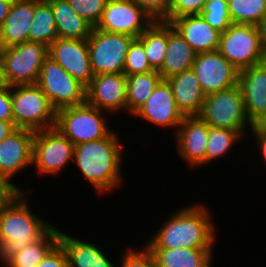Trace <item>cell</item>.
<instances>
[{
  "mask_svg": "<svg viewBox=\"0 0 266 267\" xmlns=\"http://www.w3.org/2000/svg\"><path fill=\"white\" fill-rule=\"evenodd\" d=\"M153 70L147 59L143 43L138 38H134L126 54L123 73L130 76Z\"/></svg>",
  "mask_w": 266,
  "mask_h": 267,
  "instance_id": "obj_34",
  "label": "cell"
},
{
  "mask_svg": "<svg viewBox=\"0 0 266 267\" xmlns=\"http://www.w3.org/2000/svg\"><path fill=\"white\" fill-rule=\"evenodd\" d=\"M261 30H262V37H263V45L266 51V17H265L263 24L261 25Z\"/></svg>",
  "mask_w": 266,
  "mask_h": 267,
  "instance_id": "obj_45",
  "label": "cell"
},
{
  "mask_svg": "<svg viewBox=\"0 0 266 267\" xmlns=\"http://www.w3.org/2000/svg\"><path fill=\"white\" fill-rule=\"evenodd\" d=\"M37 85L56 110L86 102V87L49 56L41 67Z\"/></svg>",
  "mask_w": 266,
  "mask_h": 267,
  "instance_id": "obj_10",
  "label": "cell"
},
{
  "mask_svg": "<svg viewBox=\"0 0 266 267\" xmlns=\"http://www.w3.org/2000/svg\"><path fill=\"white\" fill-rule=\"evenodd\" d=\"M36 267H69L64 249L57 243Z\"/></svg>",
  "mask_w": 266,
  "mask_h": 267,
  "instance_id": "obj_39",
  "label": "cell"
},
{
  "mask_svg": "<svg viewBox=\"0 0 266 267\" xmlns=\"http://www.w3.org/2000/svg\"><path fill=\"white\" fill-rule=\"evenodd\" d=\"M206 22L217 29L219 32H225L232 24L228 0H208L200 13Z\"/></svg>",
  "mask_w": 266,
  "mask_h": 267,
  "instance_id": "obj_33",
  "label": "cell"
},
{
  "mask_svg": "<svg viewBox=\"0 0 266 267\" xmlns=\"http://www.w3.org/2000/svg\"><path fill=\"white\" fill-rule=\"evenodd\" d=\"M9 180L10 179L0 172V205L10 202L23 191Z\"/></svg>",
  "mask_w": 266,
  "mask_h": 267,
  "instance_id": "obj_41",
  "label": "cell"
},
{
  "mask_svg": "<svg viewBox=\"0 0 266 267\" xmlns=\"http://www.w3.org/2000/svg\"><path fill=\"white\" fill-rule=\"evenodd\" d=\"M162 80L157 70L126 76V109L133 114L146 102Z\"/></svg>",
  "mask_w": 266,
  "mask_h": 267,
  "instance_id": "obj_29",
  "label": "cell"
},
{
  "mask_svg": "<svg viewBox=\"0 0 266 267\" xmlns=\"http://www.w3.org/2000/svg\"><path fill=\"white\" fill-rule=\"evenodd\" d=\"M146 245L148 248H212L216 237L203 205L181 208Z\"/></svg>",
  "mask_w": 266,
  "mask_h": 267,
  "instance_id": "obj_1",
  "label": "cell"
},
{
  "mask_svg": "<svg viewBox=\"0 0 266 267\" xmlns=\"http://www.w3.org/2000/svg\"><path fill=\"white\" fill-rule=\"evenodd\" d=\"M134 38L93 28L87 39L93 75L122 74L126 54Z\"/></svg>",
  "mask_w": 266,
  "mask_h": 267,
  "instance_id": "obj_9",
  "label": "cell"
},
{
  "mask_svg": "<svg viewBox=\"0 0 266 267\" xmlns=\"http://www.w3.org/2000/svg\"><path fill=\"white\" fill-rule=\"evenodd\" d=\"M0 120L14 122L11 86L7 85L4 81L0 82Z\"/></svg>",
  "mask_w": 266,
  "mask_h": 267,
  "instance_id": "obj_40",
  "label": "cell"
},
{
  "mask_svg": "<svg viewBox=\"0 0 266 267\" xmlns=\"http://www.w3.org/2000/svg\"><path fill=\"white\" fill-rule=\"evenodd\" d=\"M25 194L21 191L13 200L0 205V259L4 262L52 227L29 211Z\"/></svg>",
  "mask_w": 266,
  "mask_h": 267,
  "instance_id": "obj_3",
  "label": "cell"
},
{
  "mask_svg": "<svg viewBox=\"0 0 266 267\" xmlns=\"http://www.w3.org/2000/svg\"><path fill=\"white\" fill-rule=\"evenodd\" d=\"M53 11L58 38L88 39L94 26L79 16L67 0H47Z\"/></svg>",
  "mask_w": 266,
  "mask_h": 267,
  "instance_id": "obj_26",
  "label": "cell"
},
{
  "mask_svg": "<svg viewBox=\"0 0 266 267\" xmlns=\"http://www.w3.org/2000/svg\"><path fill=\"white\" fill-rule=\"evenodd\" d=\"M196 52L168 22V45L162 67L158 70L163 80H167L192 68Z\"/></svg>",
  "mask_w": 266,
  "mask_h": 267,
  "instance_id": "obj_23",
  "label": "cell"
},
{
  "mask_svg": "<svg viewBox=\"0 0 266 267\" xmlns=\"http://www.w3.org/2000/svg\"><path fill=\"white\" fill-rule=\"evenodd\" d=\"M208 0H172L169 10V23L176 18L188 15H200Z\"/></svg>",
  "mask_w": 266,
  "mask_h": 267,
  "instance_id": "obj_37",
  "label": "cell"
},
{
  "mask_svg": "<svg viewBox=\"0 0 266 267\" xmlns=\"http://www.w3.org/2000/svg\"><path fill=\"white\" fill-rule=\"evenodd\" d=\"M73 10L94 27L99 23L108 0H67Z\"/></svg>",
  "mask_w": 266,
  "mask_h": 267,
  "instance_id": "obj_35",
  "label": "cell"
},
{
  "mask_svg": "<svg viewBox=\"0 0 266 267\" xmlns=\"http://www.w3.org/2000/svg\"><path fill=\"white\" fill-rule=\"evenodd\" d=\"M259 128L266 132V119H265L264 122L259 126Z\"/></svg>",
  "mask_w": 266,
  "mask_h": 267,
  "instance_id": "obj_46",
  "label": "cell"
},
{
  "mask_svg": "<svg viewBox=\"0 0 266 267\" xmlns=\"http://www.w3.org/2000/svg\"><path fill=\"white\" fill-rule=\"evenodd\" d=\"M170 24L197 54L218 50L221 32L210 26L201 15L176 18Z\"/></svg>",
  "mask_w": 266,
  "mask_h": 267,
  "instance_id": "obj_20",
  "label": "cell"
},
{
  "mask_svg": "<svg viewBox=\"0 0 266 267\" xmlns=\"http://www.w3.org/2000/svg\"><path fill=\"white\" fill-rule=\"evenodd\" d=\"M198 116L210 127L231 129L241 136L247 122L251 129L254 127L246 115L239 85L206 95Z\"/></svg>",
  "mask_w": 266,
  "mask_h": 267,
  "instance_id": "obj_8",
  "label": "cell"
},
{
  "mask_svg": "<svg viewBox=\"0 0 266 267\" xmlns=\"http://www.w3.org/2000/svg\"><path fill=\"white\" fill-rule=\"evenodd\" d=\"M58 243L65 251L69 267H115L93 243L74 239L60 230Z\"/></svg>",
  "mask_w": 266,
  "mask_h": 267,
  "instance_id": "obj_24",
  "label": "cell"
},
{
  "mask_svg": "<svg viewBox=\"0 0 266 267\" xmlns=\"http://www.w3.org/2000/svg\"><path fill=\"white\" fill-rule=\"evenodd\" d=\"M11 100L17 128L39 131L55 127L57 110L37 84L11 86Z\"/></svg>",
  "mask_w": 266,
  "mask_h": 267,
  "instance_id": "obj_5",
  "label": "cell"
},
{
  "mask_svg": "<svg viewBox=\"0 0 266 267\" xmlns=\"http://www.w3.org/2000/svg\"><path fill=\"white\" fill-rule=\"evenodd\" d=\"M73 156L74 144L55 127L35 131L32 164L42 174L61 171Z\"/></svg>",
  "mask_w": 266,
  "mask_h": 267,
  "instance_id": "obj_11",
  "label": "cell"
},
{
  "mask_svg": "<svg viewBox=\"0 0 266 267\" xmlns=\"http://www.w3.org/2000/svg\"><path fill=\"white\" fill-rule=\"evenodd\" d=\"M59 230L51 227L41 238L11 255L4 263L8 267H36L58 243Z\"/></svg>",
  "mask_w": 266,
  "mask_h": 267,
  "instance_id": "obj_27",
  "label": "cell"
},
{
  "mask_svg": "<svg viewBox=\"0 0 266 267\" xmlns=\"http://www.w3.org/2000/svg\"><path fill=\"white\" fill-rule=\"evenodd\" d=\"M35 0H14L0 28V49L28 41L34 18Z\"/></svg>",
  "mask_w": 266,
  "mask_h": 267,
  "instance_id": "obj_21",
  "label": "cell"
},
{
  "mask_svg": "<svg viewBox=\"0 0 266 267\" xmlns=\"http://www.w3.org/2000/svg\"><path fill=\"white\" fill-rule=\"evenodd\" d=\"M86 102L94 107L109 112L126 108V75H94L86 87Z\"/></svg>",
  "mask_w": 266,
  "mask_h": 267,
  "instance_id": "obj_17",
  "label": "cell"
},
{
  "mask_svg": "<svg viewBox=\"0 0 266 267\" xmlns=\"http://www.w3.org/2000/svg\"><path fill=\"white\" fill-rule=\"evenodd\" d=\"M144 249L137 252L132 249L127 251L122 259L121 267H155L152 252L147 246Z\"/></svg>",
  "mask_w": 266,
  "mask_h": 267,
  "instance_id": "obj_38",
  "label": "cell"
},
{
  "mask_svg": "<svg viewBox=\"0 0 266 267\" xmlns=\"http://www.w3.org/2000/svg\"><path fill=\"white\" fill-rule=\"evenodd\" d=\"M115 133L107 137L74 146L73 161L100 192H107L120 184L122 153Z\"/></svg>",
  "mask_w": 266,
  "mask_h": 267,
  "instance_id": "obj_2",
  "label": "cell"
},
{
  "mask_svg": "<svg viewBox=\"0 0 266 267\" xmlns=\"http://www.w3.org/2000/svg\"><path fill=\"white\" fill-rule=\"evenodd\" d=\"M17 129L14 122L0 120V141L8 137L12 132Z\"/></svg>",
  "mask_w": 266,
  "mask_h": 267,
  "instance_id": "obj_43",
  "label": "cell"
},
{
  "mask_svg": "<svg viewBox=\"0 0 266 267\" xmlns=\"http://www.w3.org/2000/svg\"><path fill=\"white\" fill-rule=\"evenodd\" d=\"M14 0H0V28L9 14L11 4Z\"/></svg>",
  "mask_w": 266,
  "mask_h": 267,
  "instance_id": "obj_44",
  "label": "cell"
},
{
  "mask_svg": "<svg viewBox=\"0 0 266 267\" xmlns=\"http://www.w3.org/2000/svg\"><path fill=\"white\" fill-rule=\"evenodd\" d=\"M242 137L237 131L227 128H214L209 126L206 146L205 163L213 161L223 154H227L232 144Z\"/></svg>",
  "mask_w": 266,
  "mask_h": 267,
  "instance_id": "obj_32",
  "label": "cell"
},
{
  "mask_svg": "<svg viewBox=\"0 0 266 267\" xmlns=\"http://www.w3.org/2000/svg\"><path fill=\"white\" fill-rule=\"evenodd\" d=\"M105 122L100 109L84 102L57 110L55 128L76 146L107 137L111 131Z\"/></svg>",
  "mask_w": 266,
  "mask_h": 267,
  "instance_id": "obj_7",
  "label": "cell"
},
{
  "mask_svg": "<svg viewBox=\"0 0 266 267\" xmlns=\"http://www.w3.org/2000/svg\"><path fill=\"white\" fill-rule=\"evenodd\" d=\"M251 130L253 131V134L256 135L257 146H259L260 152H262V155H264L266 160V132L259 127H253Z\"/></svg>",
  "mask_w": 266,
  "mask_h": 267,
  "instance_id": "obj_42",
  "label": "cell"
},
{
  "mask_svg": "<svg viewBox=\"0 0 266 267\" xmlns=\"http://www.w3.org/2000/svg\"><path fill=\"white\" fill-rule=\"evenodd\" d=\"M238 85L249 121L259 127L266 119V61L240 71Z\"/></svg>",
  "mask_w": 266,
  "mask_h": 267,
  "instance_id": "obj_15",
  "label": "cell"
},
{
  "mask_svg": "<svg viewBox=\"0 0 266 267\" xmlns=\"http://www.w3.org/2000/svg\"><path fill=\"white\" fill-rule=\"evenodd\" d=\"M48 47L32 41L0 49V76L9 86L37 84Z\"/></svg>",
  "mask_w": 266,
  "mask_h": 267,
  "instance_id": "obj_4",
  "label": "cell"
},
{
  "mask_svg": "<svg viewBox=\"0 0 266 267\" xmlns=\"http://www.w3.org/2000/svg\"><path fill=\"white\" fill-rule=\"evenodd\" d=\"M178 128V153L190 166L205 164L209 125L199 116H185Z\"/></svg>",
  "mask_w": 266,
  "mask_h": 267,
  "instance_id": "obj_19",
  "label": "cell"
},
{
  "mask_svg": "<svg viewBox=\"0 0 266 267\" xmlns=\"http://www.w3.org/2000/svg\"><path fill=\"white\" fill-rule=\"evenodd\" d=\"M154 21L169 22L172 0H133Z\"/></svg>",
  "mask_w": 266,
  "mask_h": 267,
  "instance_id": "obj_36",
  "label": "cell"
},
{
  "mask_svg": "<svg viewBox=\"0 0 266 267\" xmlns=\"http://www.w3.org/2000/svg\"><path fill=\"white\" fill-rule=\"evenodd\" d=\"M153 22L133 0H108L95 28L138 38Z\"/></svg>",
  "mask_w": 266,
  "mask_h": 267,
  "instance_id": "obj_12",
  "label": "cell"
},
{
  "mask_svg": "<svg viewBox=\"0 0 266 267\" xmlns=\"http://www.w3.org/2000/svg\"><path fill=\"white\" fill-rule=\"evenodd\" d=\"M48 56L85 87L93 79L87 39L57 38L48 47Z\"/></svg>",
  "mask_w": 266,
  "mask_h": 267,
  "instance_id": "obj_14",
  "label": "cell"
},
{
  "mask_svg": "<svg viewBox=\"0 0 266 267\" xmlns=\"http://www.w3.org/2000/svg\"><path fill=\"white\" fill-rule=\"evenodd\" d=\"M30 27L28 41L49 47L58 38L52 7L47 0H35V13Z\"/></svg>",
  "mask_w": 266,
  "mask_h": 267,
  "instance_id": "obj_30",
  "label": "cell"
},
{
  "mask_svg": "<svg viewBox=\"0 0 266 267\" xmlns=\"http://www.w3.org/2000/svg\"><path fill=\"white\" fill-rule=\"evenodd\" d=\"M171 86L174 99L184 116H198L205 101L199 81L191 69L166 80Z\"/></svg>",
  "mask_w": 266,
  "mask_h": 267,
  "instance_id": "obj_22",
  "label": "cell"
},
{
  "mask_svg": "<svg viewBox=\"0 0 266 267\" xmlns=\"http://www.w3.org/2000/svg\"><path fill=\"white\" fill-rule=\"evenodd\" d=\"M155 267H211L212 248H148Z\"/></svg>",
  "mask_w": 266,
  "mask_h": 267,
  "instance_id": "obj_25",
  "label": "cell"
},
{
  "mask_svg": "<svg viewBox=\"0 0 266 267\" xmlns=\"http://www.w3.org/2000/svg\"><path fill=\"white\" fill-rule=\"evenodd\" d=\"M133 114L157 126H172L177 129L185 118L179 110L171 86L166 80H162L157 85L151 96Z\"/></svg>",
  "mask_w": 266,
  "mask_h": 267,
  "instance_id": "obj_16",
  "label": "cell"
},
{
  "mask_svg": "<svg viewBox=\"0 0 266 267\" xmlns=\"http://www.w3.org/2000/svg\"><path fill=\"white\" fill-rule=\"evenodd\" d=\"M138 39L143 43L150 66L158 71L163 65L168 45V22L154 21Z\"/></svg>",
  "mask_w": 266,
  "mask_h": 267,
  "instance_id": "obj_28",
  "label": "cell"
},
{
  "mask_svg": "<svg viewBox=\"0 0 266 267\" xmlns=\"http://www.w3.org/2000/svg\"><path fill=\"white\" fill-rule=\"evenodd\" d=\"M218 51L240 72L266 61L261 27L234 24L221 33Z\"/></svg>",
  "mask_w": 266,
  "mask_h": 267,
  "instance_id": "obj_6",
  "label": "cell"
},
{
  "mask_svg": "<svg viewBox=\"0 0 266 267\" xmlns=\"http://www.w3.org/2000/svg\"><path fill=\"white\" fill-rule=\"evenodd\" d=\"M35 131L17 128L0 141V172L8 179L32 164Z\"/></svg>",
  "mask_w": 266,
  "mask_h": 267,
  "instance_id": "obj_18",
  "label": "cell"
},
{
  "mask_svg": "<svg viewBox=\"0 0 266 267\" xmlns=\"http://www.w3.org/2000/svg\"><path fill=\"white\" fill-rule=\"evenodd\" d=\"M192 70L205 95L238 85L239 71L218 50L196 54Z\"/></svg>",
  "mask_w": 266,
  "mask_h": 267,
  "instance_id": "obj_13",
  "label": "cell"
},
{
  "mask_svg": "<svg viewBox=\"0 0 266 267\" xmlns=\"http://www.w3.org/2000/svg\"><path fill=\"white\" fill-rule=\"evenodd\" d=\"M232 23L261 27L266 17V0H228Z\"/></svg>",
  "mask_w": 266,
  "mask_h": 267,
  "instance_id": "obj_31",
  "label": "cell"
}]
</instances>
